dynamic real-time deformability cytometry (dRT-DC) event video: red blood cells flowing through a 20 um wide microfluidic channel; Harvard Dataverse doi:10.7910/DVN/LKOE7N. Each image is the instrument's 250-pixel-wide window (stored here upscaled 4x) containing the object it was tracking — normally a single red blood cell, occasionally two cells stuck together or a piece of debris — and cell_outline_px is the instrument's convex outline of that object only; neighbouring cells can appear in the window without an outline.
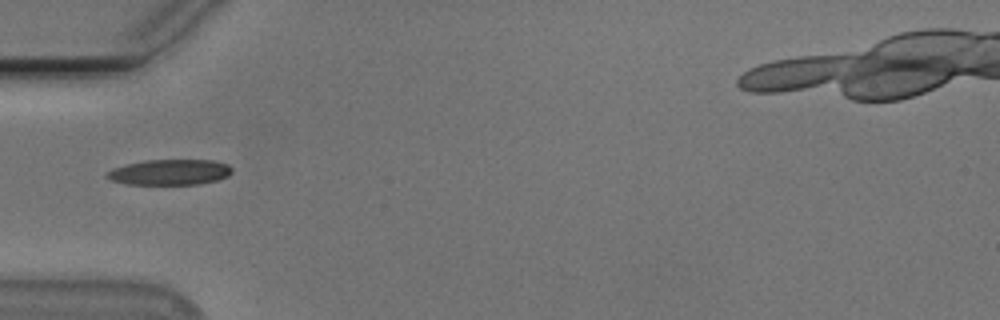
{"species": "Egyptian fruit bat (a non-hibernating species)", "species_latin": "Rousettus aegyptiacus", "temperature_condition": "cold", "stored_images_in_passage": 17, "camera_frame_rate_fps": 3000, "um_per_image_px": 0.085, "animal": {"sex": "male"}, "frame": {"image": 1, "passage_image": 1, "time_ms": 0.0, "image_size_px": [1000, 320], "cell_outline_px": [[232, 172], [228, 176], [216, 180], [196, 184], [128, 184], [112, 180], [104, 176], [104, 172], [112, 168], [144, 160], [212, 160], [228, 164], [232, 168]], "centroid_in_image_um": [14.41, 14.63], "position_along_channel_um": 70.6, "area_um2": 18.61}}
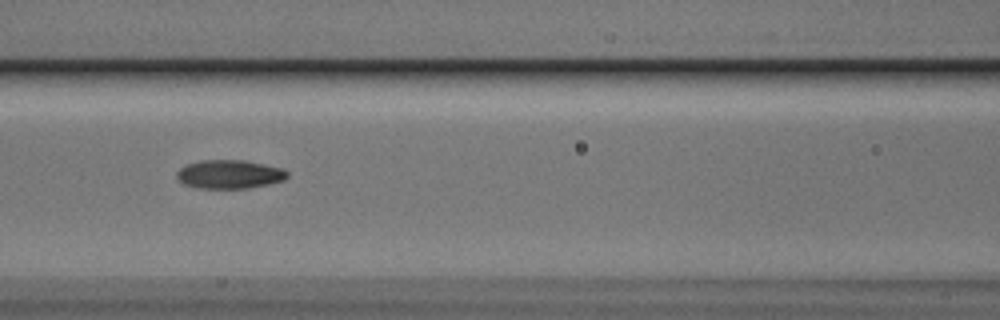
{"frame": {"image": 2, "passage_image": 7, "time_ms": 2.0, "image_size_px": [1000, 320], "cell_outline_px": [[288, 176], [284, 180], [268, 184], [248, 188], [196, 188], [184, 184], [176, 176], [176, 172], [180, 168], [188, 164], [200, 160], [244, 160], [280, 168], [288, 172]], "centroid_in_image_um": [19.48, 14.81], "position_along_channel_um": 147.1, "area_um2": 18.32}}